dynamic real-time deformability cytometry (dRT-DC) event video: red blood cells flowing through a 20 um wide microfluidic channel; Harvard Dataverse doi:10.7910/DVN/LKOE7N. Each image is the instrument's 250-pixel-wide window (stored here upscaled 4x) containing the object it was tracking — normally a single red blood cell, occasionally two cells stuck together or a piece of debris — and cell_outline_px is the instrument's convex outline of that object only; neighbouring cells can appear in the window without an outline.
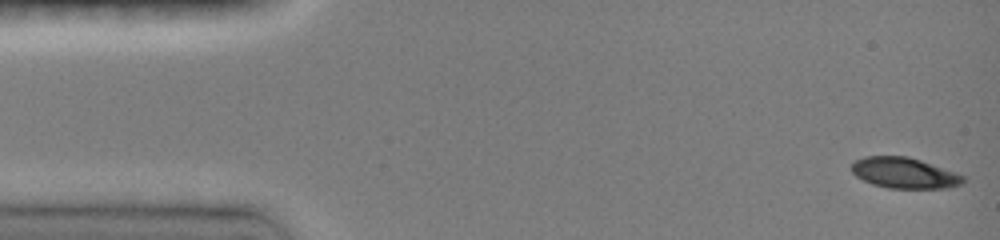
{"species": "common noctule bat (a hibernating species)", "species_latin": "Nyctalus noctula", "temperature_condition": "room temperature", "stored_images_in_passage": 38, "camera_frame_rate_fps": 3000, "um_per_image_px": 0.085, "animal": {"sex": "female", "body_mass_g": 19.0, "forearm_length_mm": 51.5}, "frame": {"image": 1, "passage_image": 1, "time_ms": 0.0, "image_size_px": [1000, 240], "cell_outline_px": [[964, 180], [960, 184], [948, 188], [888, 188], [872, 184], [856, 176], [852, 172], [852, 164], [856, 160], [864, 156], [908, 156], [956, 172], [964, 176]], "centroid_in_image_um": [76.86, 14.7], "position_along_channel_um": 8.1, "area_um2": 19.88}}
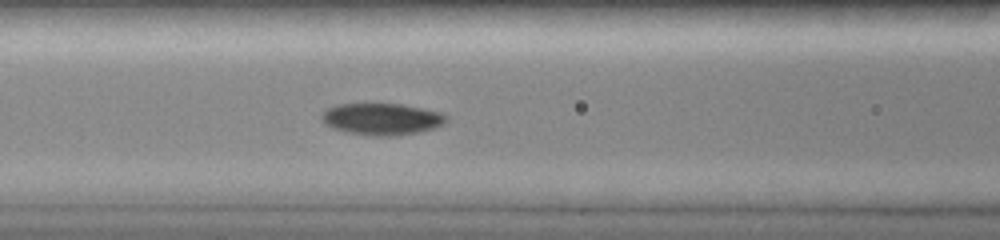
{"frame": {"image": 2, "passage_image": 15, "time_ms": 6.0, "image_size_px": [1000, 240], "cell_outline_px": [[448, 120], [444, 124], [420, 132], [396, 136], [376, 136], [348, 132], [332, 128], [324, 124], [320, 120], [320, 116], [328, 108], [336, 104], [400, 104], [424, 108], [444, 112], [448, 116]], "centroid_in_image_um": [32.48, 10.12], "position_along_channel_um": 134.1, "area_um2": 23.29}}
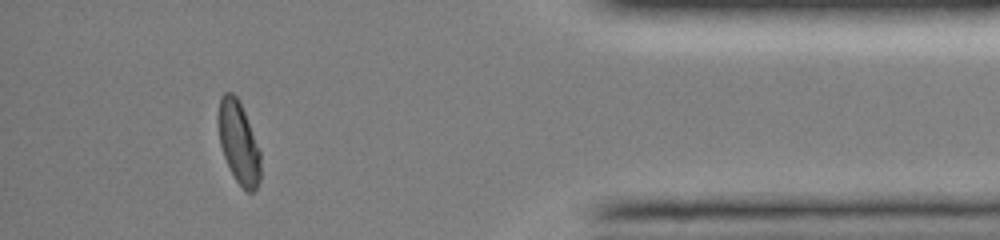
{"frame": {"image": 3, "passage_image": 34, "time_ms": 13.667, "image_size_px": [1000, 240], "cell_outline_px": [[260, 180], [256, 188], [252, 192], [248, 192], [236, 180], [224, 156], [220, 144], [216, 120], [216, 116], [220, 96], [224, 92], [232, 92], [240, 100], [260, 152]], "centroid_in_image_um": [20.25, 12.04], "position_along_channel_um": 415.0, "area_um2": 20.35}, "authors_computed_cell_mechanics": {"area_um2": 21.5305, "velocity_mm_per_s": 4.0574, "shape_relaxation_time_tau1_ms": 3.9677, "shape_relaxation_time_tau2_ms": 3.3492, "deformation_change_tau1": 0.1769, "deformation_change_tau2": 0.0487}}